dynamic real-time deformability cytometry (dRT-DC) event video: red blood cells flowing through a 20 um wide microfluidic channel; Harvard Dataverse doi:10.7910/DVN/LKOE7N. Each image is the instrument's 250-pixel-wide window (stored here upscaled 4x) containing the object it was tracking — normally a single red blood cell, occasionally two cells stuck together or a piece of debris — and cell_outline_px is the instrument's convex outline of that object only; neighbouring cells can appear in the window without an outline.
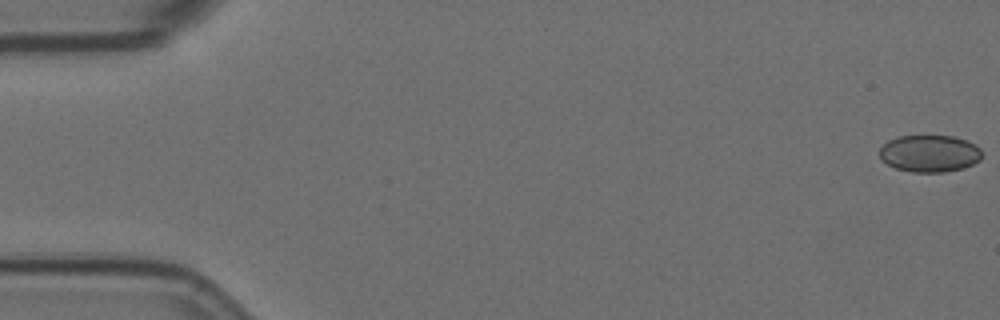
{"species": "Egyptian fruit bat (a non-hibernating species)", "species_latin": "Rousettus aegyptiacus", "temperature_condition": "room temperature", "stored_images_in_passage": 53, "camera_frame_rate_fps": 3000, "um_per_image_px": 0.085, "animal": {"sex": "female"}, "frame": {"image": 1, "passage_image": 1, "time_ms": 0.0, "image_size_px": [1000, 320], "cell_outline_px": [[980, 160], [964, 168], [944, 172], [912, 172], [896, 168], [888, 164], [880, 156], [880, 148], [888, 140], [900, 136], [952, 136], [964, 140], [980, 148]], "centroid_in_image_um": [79.0, 13.05], "position_along_channel_um": 6.0, "area_um2": 21.79}}
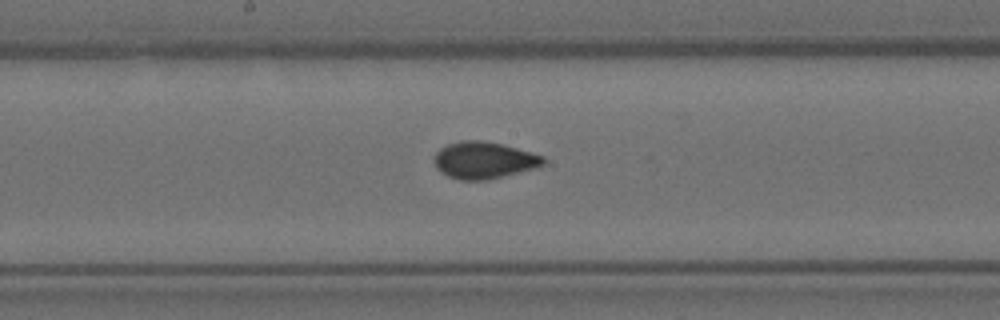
{"frame": {"image": 2, "passage_image": 30, "time_ms": 9.667, "image_size_px": [1000, 320], "cell_outline_px": [[544, 164], [532, 168], [484, 180], [460, 180], [448, 176], [440, 172], [436, 168], [432, 160], [436, 152], [440, 148], [448, 144], [460, 140], [484, 140], [516, 148], [544, 156]], "centroid_in_image_um": [41.04, 13.6], "position_along_channel_um": 207.2, "area_um2": 23.18}}
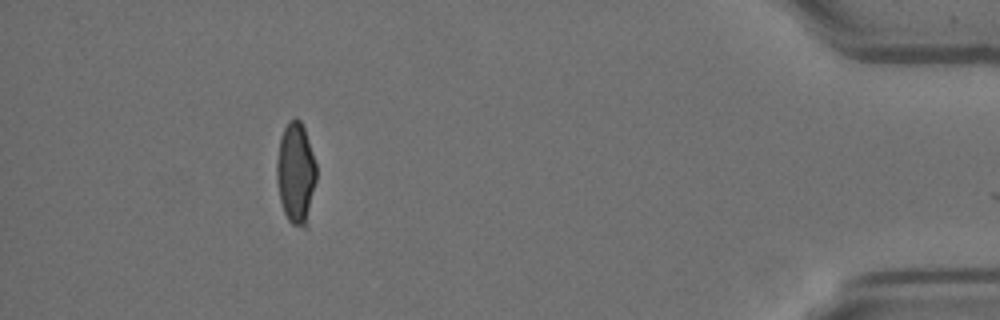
{"frame": {"image": 3, "passage_image": 52, "time_ms": 17.0, "image_size_px": [1000, 320], "cell_outline_px": [[316, 180], [308, 228], [304, 228], [292, 224], [288, 220], [284, 212], [280, 200], [276, 180], [276, 164], [280, 140], [284, 128], [288, 120], [300, 120], [304, 128], [316, 164]], "centroid_in_image_um": [25.15, 14.79], "position_along_channel_um": 410.0, "area_um2": 23.58}, "authors_computed_cell_mechanics": {"area_um2": 22.9466, "velocity_mm_per_s": 3.5815, "shape_relaxation_time_tau1_ms": null, "shape_relaxation_time_tau2_ms": 0.7656, "deformation_change_tau1": null, "deformation_change_tau2": 0.0466}}